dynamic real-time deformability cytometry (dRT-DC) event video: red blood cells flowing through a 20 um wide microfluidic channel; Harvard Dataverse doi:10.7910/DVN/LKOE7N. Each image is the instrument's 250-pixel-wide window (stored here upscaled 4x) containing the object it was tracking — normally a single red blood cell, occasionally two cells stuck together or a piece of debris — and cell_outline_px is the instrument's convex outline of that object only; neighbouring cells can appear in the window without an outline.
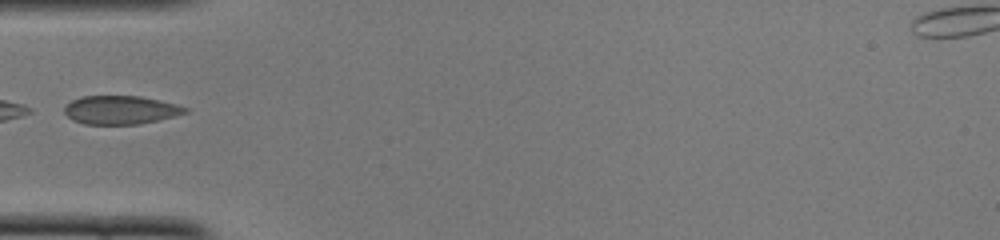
{"species": "common noctule bat (a hibernating species)", "species_latin": "Nyctalus noctula", "temperature_condition": "cold", "stored_images_in_passage": 19, "camera_frame_rate_fps": 3000, "um_per_image_px": 0.085, "animal": {"sex": "female", "body_mass_g": 22.0, "forearm_length_mm": 56.7}, "frame": {"image": 1, "passage_image": 1, "time_ms": 0.0, "image_size_px": [1000, 240], "cell_outline_px": [[188, 112], [176, 116], [140, 124], [84, 124], [72, 120], [64, 112], [64, 104], [80, 96], [140, 96], [160, 100], [176, 104], [188, 108]], "centroid_in_image_um": [10.24, 9.34], "position_along_channel_um": 74.8, "area_um2": 20.23}}